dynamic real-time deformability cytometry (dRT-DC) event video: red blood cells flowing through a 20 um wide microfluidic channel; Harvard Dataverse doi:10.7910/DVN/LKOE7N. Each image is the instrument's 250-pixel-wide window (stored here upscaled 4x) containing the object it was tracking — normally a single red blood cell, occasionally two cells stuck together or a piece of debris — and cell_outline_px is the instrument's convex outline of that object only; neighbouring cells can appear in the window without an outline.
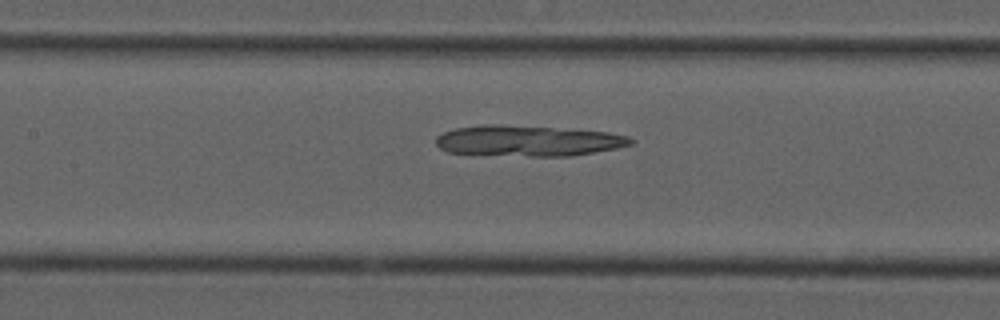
{"species": "common noctule bat (a hibernating species)", "species_latin": "Nyctalus noctula", "temperature_condition": "cold", "stored_images_in_passage": 37, "camera_frame_rate_fps": 3000, "um_per_image_px": 0.085, "animal": {"sex": "male", "forearm_length_mm": 52.5}, "frame": {"image": 1, "passage_image": 8, "time_ms": 2.333, "image_size_px": [1000, 320], "cell_outline_px": [[636, 140], [632, 144], [616, 148], [568, 156], [532, 156], [448, 152], [440, 148], [436, 144], [436, 136], [444, 132], [456, 128], [480, 124], [492, 124], [552, 128], [608, 132], [628, 136]], "centroid_in_image_um": [44.87, 11.96], "position_along_channel_um": 162.5, "area_um2": 34.45}}
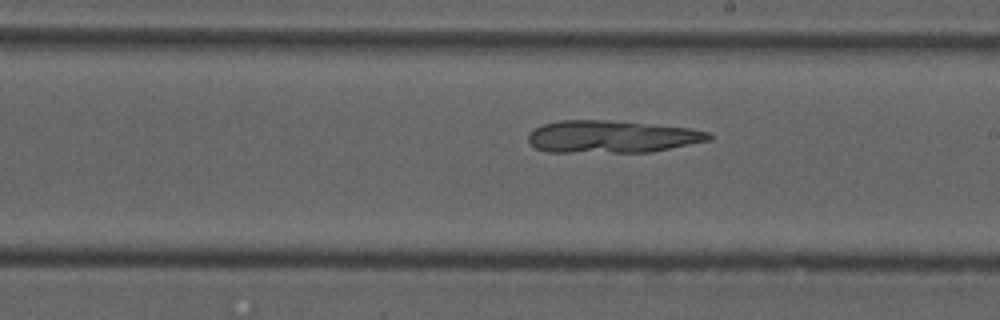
{"frame": {"image": 2, "passage_image": 14, "time_ms": 4.333, "image_size_px": [1000, 320], "cell_outline_px": [[716, 136], [712, 140], [652, 152], [548, 152], [536, 148], [528, 140], [528, 136], [536, 128], [544, 124], [556, 120], [604, 120], [688, 128], [712, 132]], "centroid_in_image_um": [52.06, 11.62], "position_along_channel_um": 236.9, "area_um2": 34.04}}
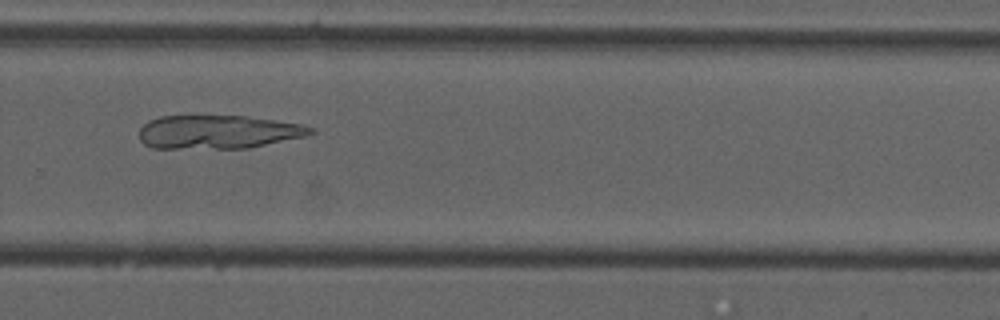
{"frame": {"image": 3, "passage_image": 20, "time_ms": 6.333, "image_size_px": [1000, 320], "cell_outline_px": [[316, 132], [304, 136], [248, 148], [152, 148], [144, 144], [140, 140], [140, 128], [148, 120], [160, 116], [244, 116], [300, 124], [312, 128]], "centroid_in_image_um": [18.48, 11.22], "position_along_channel_um": 311.3, "area_um2": 33.23}}